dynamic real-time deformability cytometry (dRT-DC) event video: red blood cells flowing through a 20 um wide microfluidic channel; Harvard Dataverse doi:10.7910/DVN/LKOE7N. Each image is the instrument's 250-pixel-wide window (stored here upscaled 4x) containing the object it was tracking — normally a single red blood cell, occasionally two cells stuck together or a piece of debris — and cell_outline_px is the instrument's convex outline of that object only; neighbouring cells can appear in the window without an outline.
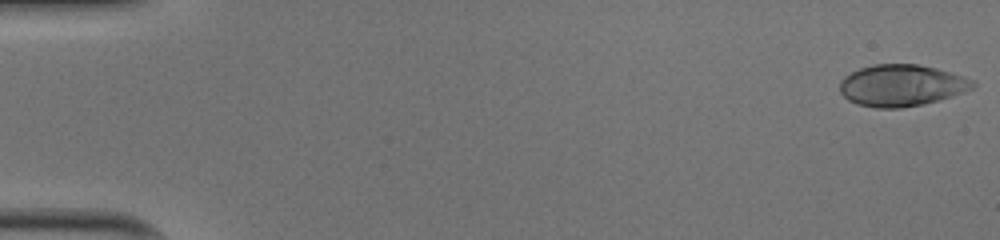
{"species": "human", "species_latin": "Homo sapiens", "temperature_condition": "cold", "stored_images_in_passage": 51, "camera_frame_rate_fps": 3000, "um_per_image_px": 0.085, "donor": {"sex": "male"}, "frame": {"image": 1, "passage_image": 1, "time_ms": 0.0, "image_size_px": [1000, 240], "cell_outline_px": [[976, 84], [972, 88], [964, 92], [952, 96], [924, 104], [900, 108], [876, 108], [856, 104], [848, 100], [840, 92], [840, 80], [844, 76], [860, 68], [872, 64], [916, 64], [936, 68], [976, 80]], "centroid_in_image_um": [76.62, 7.26], "position_along_channel_um": 8.4, "area_um2": 32.37}}
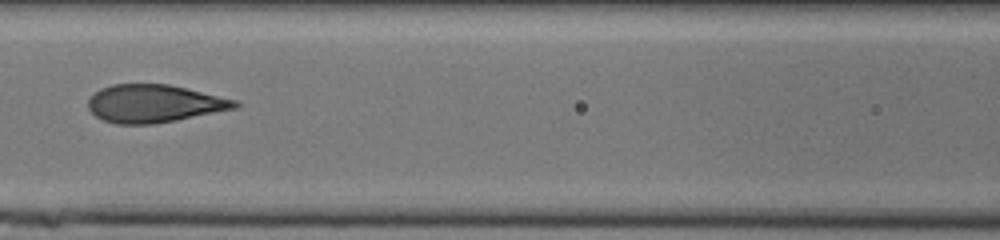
{"frame": {"image": 2, "passage_image": 24, "time_ms": 7.667, "image_size_px": [1000, 240], "cell_outline_px": [[240, 104], [236, 108], [176, 120], [152, 124], [116, 124], [104, 120], [96, 116], [88, 108], [88, 100], [100, 88], [112, 84], [168, 84], [236, 100]], "centroid_in_image_um": [13.07, 8.8], "position_along_channel_um": 153.5, "area_um2": 32.02}}
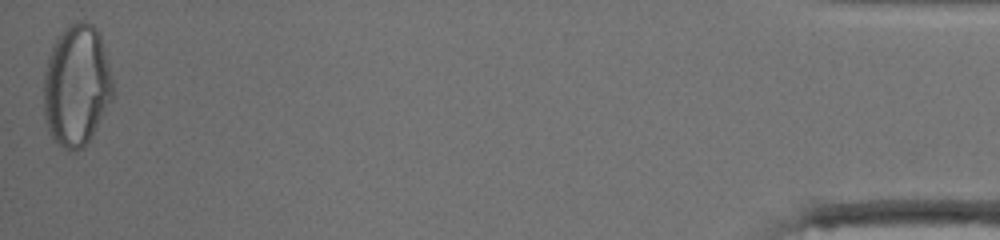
{"frame": {"image": 3, "passage_image": 51, "time_ms": 16.667, "image_size_px": [1000, 240], "cell_outline_px": [[112, 100], [96, 128], [84, 148], [76, 152], [68, 152], [52, 140], [44, 120], [44, 72], [48, 56], [60, 32], [64, 28], [76, 20], [80, 20], [92, 24], [96, 28], [100, 36], [104, 48], [112, 80]], "centroid_in_image_um": [6.48, 7.31], "position_along_channel_um": 428.7, "area_um2": 49.3}, "authors_computed_cell_mechanics": {"area_um2": 32.8304, "velocity_mm_per_s": 4.0305, "shape_relaxation_time_tau1_ms": 5.4874, "shape_relaxation_time_tau2_ms": null, "deformation_change_tau1": 0.2162, "deformation_change_tau2": null}}